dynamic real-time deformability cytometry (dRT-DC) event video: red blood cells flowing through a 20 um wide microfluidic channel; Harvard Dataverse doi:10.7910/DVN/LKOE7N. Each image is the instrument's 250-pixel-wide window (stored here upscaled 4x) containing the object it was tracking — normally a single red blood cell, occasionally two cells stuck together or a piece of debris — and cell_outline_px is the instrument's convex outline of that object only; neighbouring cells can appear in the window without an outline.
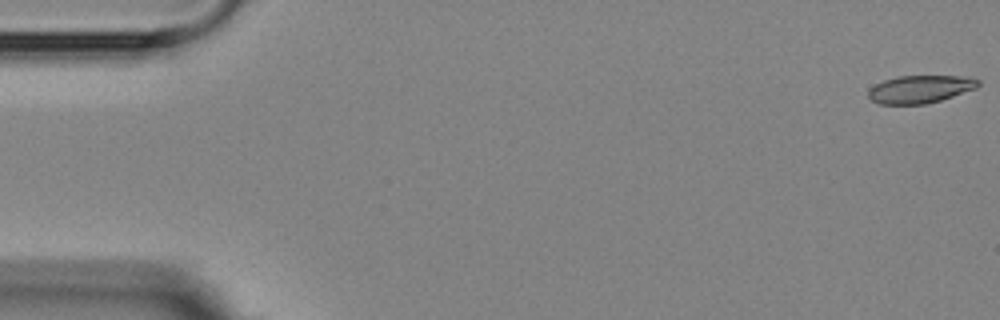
{"species": "Egyptian fruit bat (a non-hibernating species)", "species_latin": "Rousettus aegyptiacus", "temperature_condition": "room temperature", "stored_images_in_passage": 2, "camera_frame_rate_fps": 3000, "um_per_image_px": 0.085, "animal": {"sex": "female"}, "frame": {"image": 1, "passage_image": 2, "time_ms": 1.0, "image_size_px": [1000, 320], "cell_outline_px": [[980, 84], [976, 88], [940, 100], [924, 104], [880, 104], [872, 100], [868, 96], [868, 88], [884, 80], [896, 76], [968, 76], [980, 80]], "centroid_in_image_um": [78.2, 7.57], "position_along_channel_um": 6.8, "area_um2": 17.74}}